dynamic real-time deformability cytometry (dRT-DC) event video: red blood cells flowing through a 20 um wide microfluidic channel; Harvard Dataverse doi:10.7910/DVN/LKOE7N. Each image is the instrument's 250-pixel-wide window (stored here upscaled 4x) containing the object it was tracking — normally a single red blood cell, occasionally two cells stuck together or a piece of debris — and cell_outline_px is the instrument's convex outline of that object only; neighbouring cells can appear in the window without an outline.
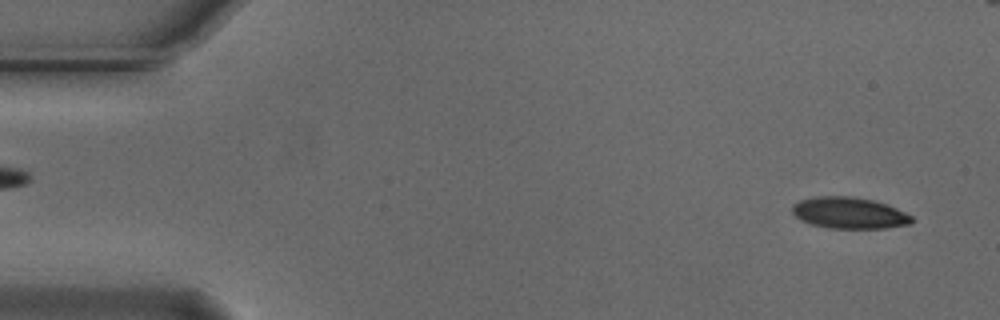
{"species": "Egyptian fruit bat (a non-hibernating species)", "species_latin": "Rousettus aegyptiacus", "temperature_condition": "cold", "stored_images_in_passage": 47, "camera_frame_rate_fps": 3000, "um_per_image_px": 0.085, "animal": {"sex": "male"}, "frame": {"image": 1, "passage_image": 2, "time_ms": 0.333, "image_size_px": [1000, 320], "cell_outline_px": [[912, 224], [884, 228], [828, 228], [812, 224], [800, 220], [792, 212], [792, 204], [800, 200], [816, 196], [852, 196], [872, 200], [888, 204], [912, 216]], "centroid_in_image_um": [72.17, 18.09], "position_along_channel_um": 12.8, "area_um2": 21.91}}
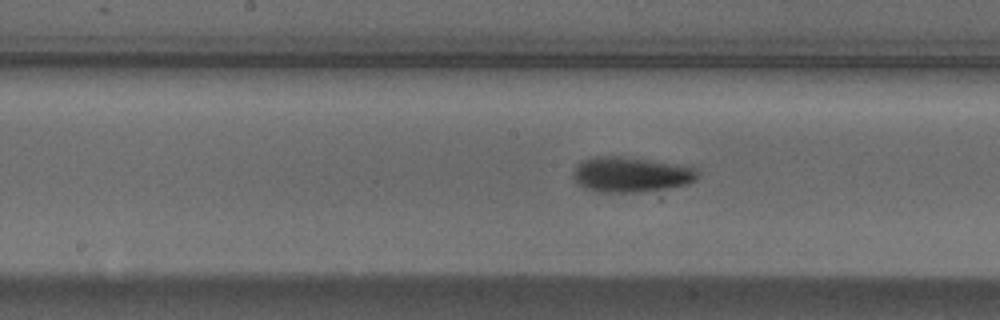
{"frame": {"image": 2, "passage_image": 26, "time_ms": 8.333, "image_size_px": [1000, 320], "cell_outline_px": [[700, 176], [696, 180], [688, 184], [668, 188], [644, 192], [600, 192], [584, 188], [572, 176], [572, 172], [576, 164], [580, 160], [592, 156], [620, 156], [676, 164], [696, 168], [700, 172]], "centroid_in_image_um": [53.62, 14.83], "position_along_channel_um": 194.6, "area_um2": 25.84}}
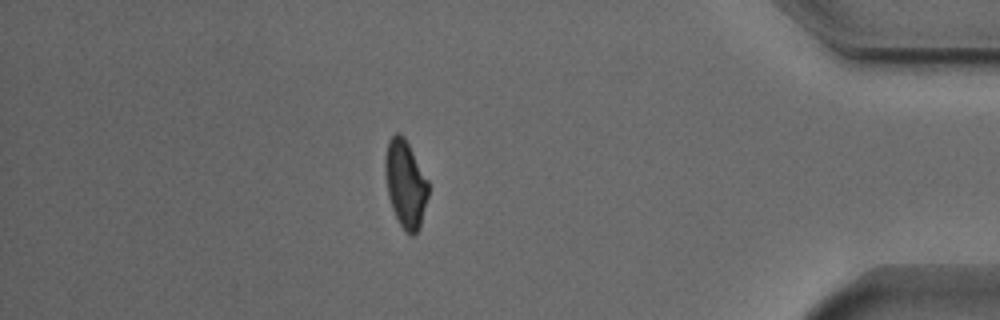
{"frame": {"image": 3, "passage_image": 46, "time_ms": 15.0, "image_size_px": [1000, 320], "cell_outline_px": [[428, 196], [420, 228], [416, 236], [412, 236], [404, 232], [392, 208], [388, 196], [384, 172], [384, 156], [388, 140], [396, 132], [400, 132], [404, 136], [428, 180]], "centroid_in_image_um": [34.45, 15.64], "position_along_channel_um": 400.7, "area_um2": 22.31}, "authors_computed_cell_mechanics": {"area_um2": 23.0044, "velocity_mm_per_s": 3.732, "shape_relaxation_time_tau1_ms": 3.0198, "shape_relaxation_time_tau2_ms": 4.1368, "deformation_change_tau1": 0.1214, "deformation_change_tau2": 0.1027}}